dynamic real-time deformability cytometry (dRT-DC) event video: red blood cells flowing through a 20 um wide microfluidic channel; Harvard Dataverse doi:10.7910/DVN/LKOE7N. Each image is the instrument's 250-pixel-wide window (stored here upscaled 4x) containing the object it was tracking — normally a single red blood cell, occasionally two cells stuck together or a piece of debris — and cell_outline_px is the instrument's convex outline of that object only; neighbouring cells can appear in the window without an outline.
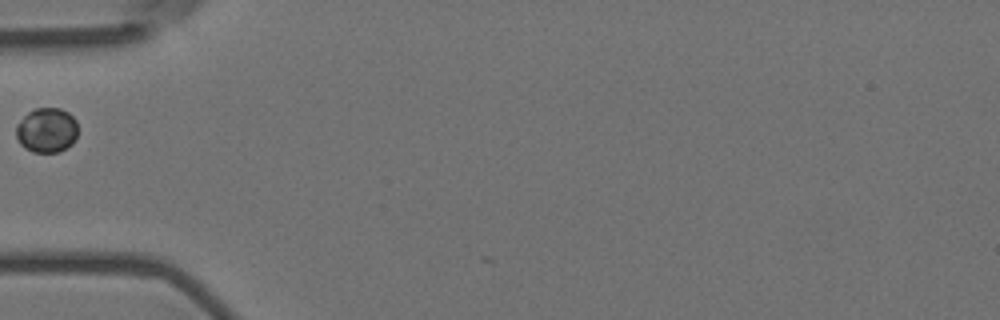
{"species": "Egyptian fruit bat (a non-hibernating species)", "species_latin": "Rousettus aegyptiacus", "temperature_condition": "room temperature", "stored_images_in_passage": 1, "camera_frame_rate_fps": 3000, "um_per_image_px": 0.085, "animal": {"sex": "female"}, "frame": {"image": 1, "passage_image": 1, "time_ms": 0.0, "image_size_px": [1000, 320], "cell_outline_px": [[76, 136], [72, 144], [60, 152], [32, 152], [24, 148], [20, 144], [16, 136], [16, 124], [28, 112], [36, 108], [60, 108], [68, 112], [76, 120]], "centroid_in_image_um": [3.95, 11.07], "position_along_channel_um": 81.0, "area_um2": 16.18}}